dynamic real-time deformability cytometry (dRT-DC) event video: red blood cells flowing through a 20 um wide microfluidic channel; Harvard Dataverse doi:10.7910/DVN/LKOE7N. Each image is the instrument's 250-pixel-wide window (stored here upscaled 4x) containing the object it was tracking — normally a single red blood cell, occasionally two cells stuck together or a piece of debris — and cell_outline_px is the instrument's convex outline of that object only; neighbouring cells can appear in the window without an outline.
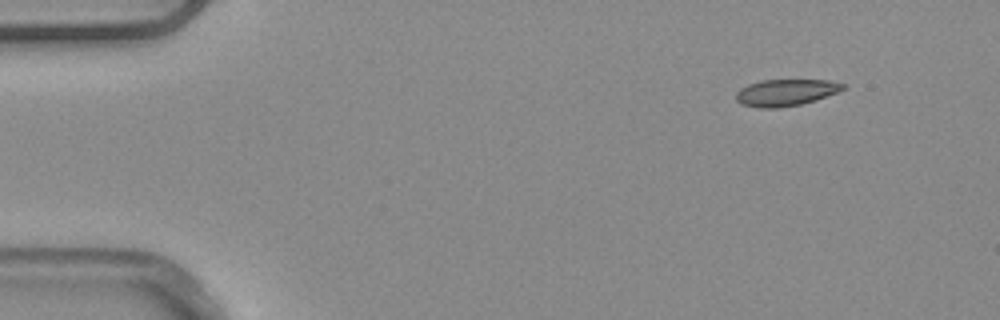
{"species": "common noctule bat (a hibernating species)", "species_latin": "Nyctalus noctula", "temperature_condition": "warm", "stored_images_in_passage": 4, "camera_frame_rate_fps": 3000, "um_per_image_px": 0.085, "animal": {"sex": "male", "body_mass_g": 20.4}, "frame": {"image": 1, "passage_image": 1, "time_ms": 0.0, "image_size_px": [1000, 320], "cell_outline_px": [[844, 88], [836, 92], [816, 100], [800, 104], [776, 108], [760, 108], [740, 104], [736, 100], [736, 92], [740, 88], [748, 84], [760, 80], [828, 80], [844, 84]], "centroid_in_image_um": [66.73, 7.86], "position_along_channel_um": 18.3, "area_um2": 16.53}}
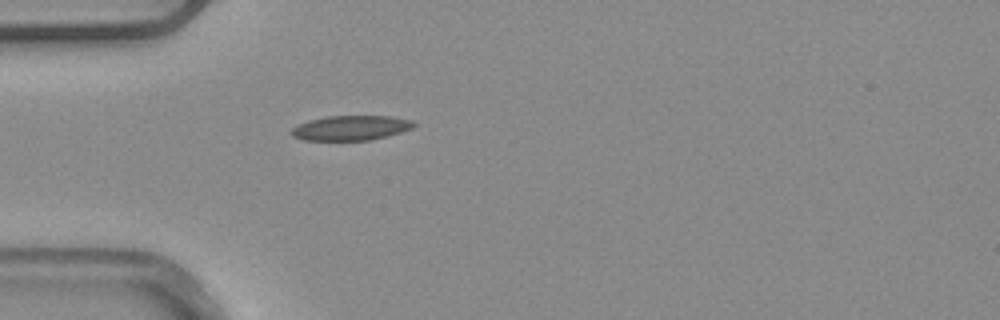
{"frame": {"image": 2, "passage_image": 4, "time_ms": 1.0, "image_size_px": [1000, 320], "cell_outline_px": [[416, 124], [412, 128], [400, 132], [372, 140], [304, 140], [292, 136], [292, 128], [308, 120], [328, 116], [388, 116], [412, 120]], "centroid_in_image_um": [29.82, 10.87], "position_along_channel_um": 55.2, "area_um2": 17.51}}